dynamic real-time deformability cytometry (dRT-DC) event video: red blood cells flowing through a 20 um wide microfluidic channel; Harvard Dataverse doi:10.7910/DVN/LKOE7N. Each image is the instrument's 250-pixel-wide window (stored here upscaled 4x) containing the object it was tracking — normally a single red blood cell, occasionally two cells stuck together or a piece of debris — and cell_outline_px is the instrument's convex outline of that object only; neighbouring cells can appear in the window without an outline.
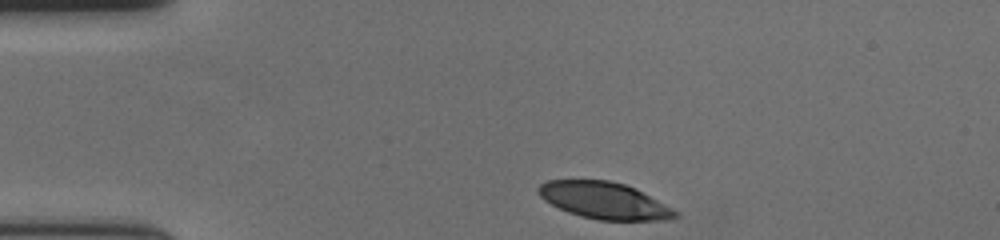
{"species": "human", "species_latin": "Homo sapiens", "temperature_condition": "cold", "stored_images_in_passage": 38, "camera_frame_rate_fps": 3000, "um_per_image_px": 0.085, "donor": {"sex": "female"}, "frame": {"image": 1, "passage_image": 1, "time_ms": 0.0, "image_size_px": [1000, 240], "cell_outline_px": [[680, 216], [664, 220], [596, 220], [580, 216], [568, 212], [544, 200], [536, 192], [536, 188], [540, 184], [548, 180], [608, 180], [624, 184], [636, 188], [680, 212]], "centroid_in_image_um": [51.37, 17.04], "position_along_channel_um": 33.6, "area_um2": 29.42}}
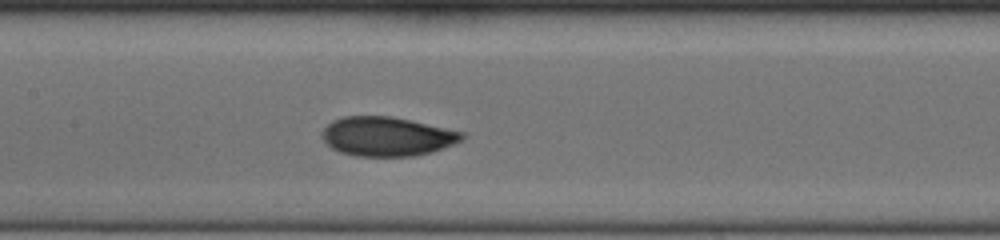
{"frame": {"image": 2, "passage_image": 17, "time_ms": 5.333, "image_size_px": [1000, 240], "cell_outline_px": [[464, 136], [460, 140], [452, 144], [432, 152], [412, 156], [356, 156], [340, 152], [332, 148], [320, 136], [320, 132], [332, 120], [344, 116], [392, 116], [464, 132]], "centroid_in_image_um": [32.84, 11.59], "position_along_channel_um": 174.6, "area_um2": 31.85}}
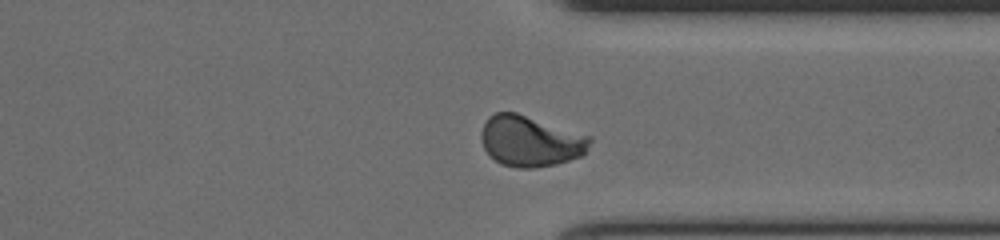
{"frame": {"image": 3, "passage_image": 33, "time_ms": 10.667, "image_size_px": [1000, 240], "cell_outline_px": [[592, 140], [584, 152], [580, 156], [556, 164], [532, 168], [516, 168], [500, 164], [484, 148], [480, 136], [480, 132], [488, 116], [496, 112], [516, 112], [592, 136]], "centroid_in_image_um": [45.07, 11.98], "position_along_channel_um": 366.3, "area_um2": 32.14}, "authors_computed_cell_mechanics": {"area_um2": 31.9056, "velocity_mm_per_s": 3.6028, "shape_relaxation_time_tau1_ms": 4.9832, "shape_relaxation_time_tau2_ms": 1.4396, "deformation_change_tau1": 0.1576, "deformation_change_tau2": 0.0521}}